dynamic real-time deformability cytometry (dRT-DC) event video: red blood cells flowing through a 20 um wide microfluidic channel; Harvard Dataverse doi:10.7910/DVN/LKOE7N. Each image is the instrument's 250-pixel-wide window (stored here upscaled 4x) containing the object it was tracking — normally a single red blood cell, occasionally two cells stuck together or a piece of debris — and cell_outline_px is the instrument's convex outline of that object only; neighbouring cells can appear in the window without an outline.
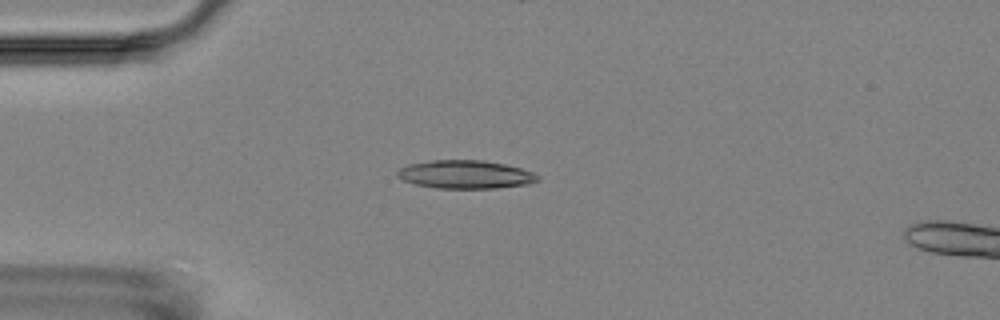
{"species": "Egyptian fruit bat (a non-hibernating species)", "species_latin": "Rousettus aegyptiacus", "temperature_condition": "room temperature", "stored_images_in_passage": 5, "camera_frame_rate_fps": 3000, "um_per_image_px": 0.085, "animal": {"sex": "female"}, "frame": {"image": 1, "passage_image": 4, "time_ms": 3.667, "image_size_px": [1000, 320], "cell_outline_px": [[540, 180], [528, 184], [496, 188], [436, 188], [416, 184], [404, 180], [396, 176], [396, 172], [400, 168], [408, 164], [432, 160], [484, 160], [504, 164], [520, 168], [532, 172], [540, 176]], "centroid_in_image_um": [39.56, 14.82], "position_along_channel_um": 45.4, "area_um2": 23.12}}